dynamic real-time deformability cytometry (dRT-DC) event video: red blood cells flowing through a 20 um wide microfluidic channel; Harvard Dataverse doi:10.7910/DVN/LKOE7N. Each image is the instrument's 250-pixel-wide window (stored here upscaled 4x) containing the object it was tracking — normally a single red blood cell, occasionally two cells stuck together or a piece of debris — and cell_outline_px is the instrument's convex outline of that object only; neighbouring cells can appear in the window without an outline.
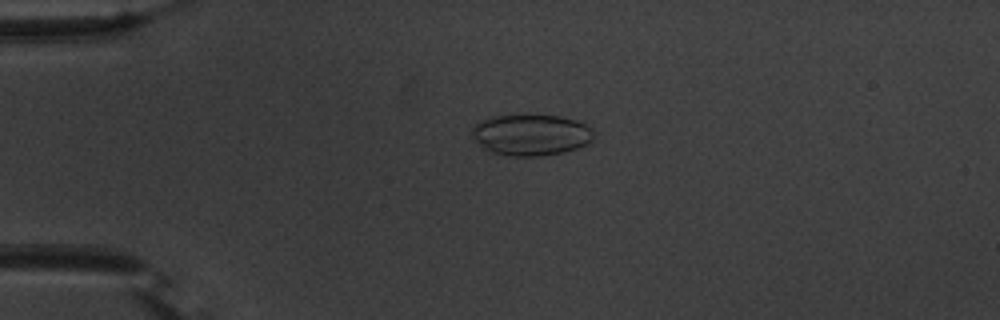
{"species": "common noctule bat (a hibernating species)", "species_latin": "Nyctalus noctula", "temperature_condition": "warm", "stored_images_in_passage": 55, "camera_frame_rate_fps": 3000, "um_per_image_px": 0.085, "animal": {"sex": "male", "body_mass_g": 20.1, "forearm_length_mm": 53.5}, "frame": {"image": 1, "passage_image": 14, "time_ms": 4.333, "image_size_px": [1000, 320], "cell_outline_px": [[592, 140], [588, 144], [564, 152], [536, 156], [508, 156], [492, 152], [484, 148], [476, 140], [472, 132], [472, 128], [476, 124], [492, 116], [560, 116], [576, 120], [592, 128]], "centroid_in_image_um": [45.16, 11.47], "position_along_channel_um": 39.8, "area_um2": 28.73}}
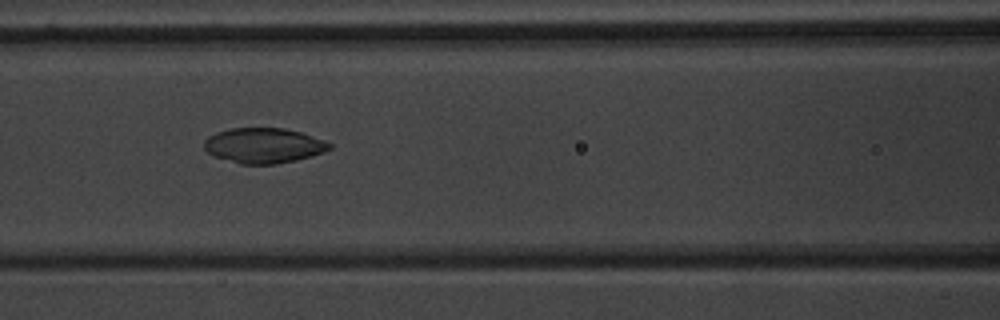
{"frame": {"image": 2, "passage_image": 25, "time_ms": 8.0, "image_size_px": [1000, 320], "cell_outline_px": [[332, 148], [324, 152], [296, 160], [276, 164], [240, 164], [212, 156], [204, 148], [204, 140], [208, 136], [216, 132], [232, 128], [284, 128], [300, 132], [324, 140], [332, 144]], "centroid_in_image_um": [22.39, 12.37], "position_along_channel_um": 144.2, "area_um2": 25.78}}
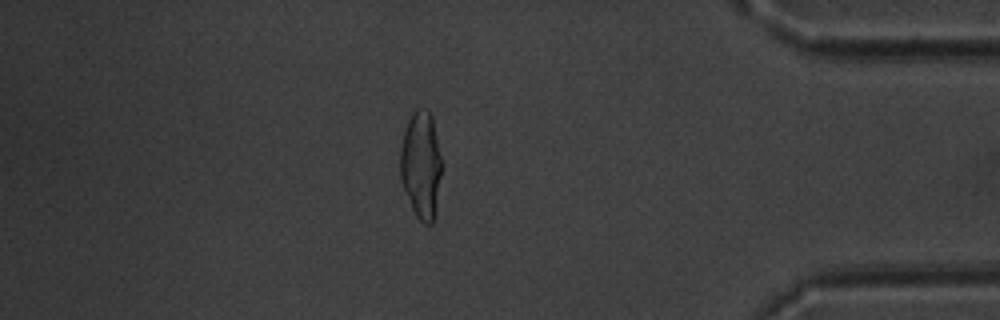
{"frame": {"image": 3, "passage_image": 48, "time_ms": 15.667, "image_size_px": [1000, 320], "cell_outline_px": [[444, 164], [436, 216], [432, 224], [424, 224], [416, 216], [412, 208], [400, 180], [400, 148], [404, 132], [408, 120], [412, 112], [416, 108], [428, 108], [432, 116]], "centroid_in_image_um": [35.84, 14.03], "position_along_channel_um": 399.4, "area_um2": 26.99}, "authors_computed_cell_mechanics": {"area_um2": 27.166, "velocity_mm_per_s": 3.7418, "shape_relaxation_time_tau1_ms": 5.9868, "shape_relaxation_time_tau2_ms": 1.2907, "deformation_change_tau1": 0.1664, "deformation_change_tau2": 0.0354}}